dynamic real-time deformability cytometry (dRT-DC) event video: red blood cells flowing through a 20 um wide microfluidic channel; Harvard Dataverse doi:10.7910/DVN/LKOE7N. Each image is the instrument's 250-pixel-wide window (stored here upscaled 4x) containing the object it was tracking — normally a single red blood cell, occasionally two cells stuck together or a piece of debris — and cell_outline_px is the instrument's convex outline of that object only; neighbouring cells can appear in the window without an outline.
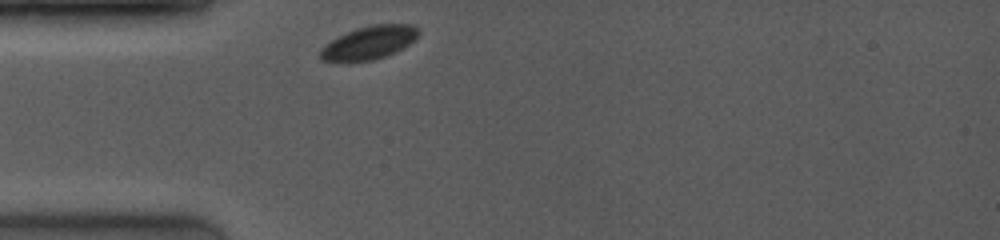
{"species": "common noctule bat (a hibernating species)", "species_latin": "Nyctalus noctula", "temperature_condition": "room temperature", "stored_images_in_passage": 12, "camera_frame_rate_fps": 4000, "um_per_image_px": 0.085, "animal": {"sex": "female", "body_mass_g": 19.0, "forearm_length_mm": 53.3}, "frame": {"image": 1, "passage_image": 1, "time_ms": 0.0, "image_size_px": [1000, 240], "cell_outline_px": [[420, 32], [408, 44], [396, 52], [372, 60], [344, 64], [320, 60], [320, 48], [324, 44], [348, 32], [372, 24], [412, 24], [420, 28]], "centroid_in_image_um": [31.32, 3.66], "position_along_channel_um": 53.7, "area_um2": 19.25}}
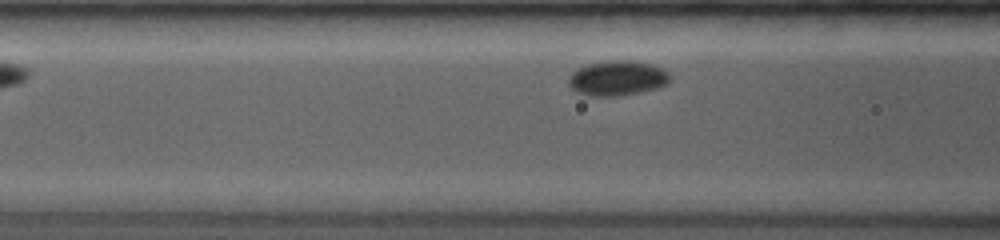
{"frame": {"image": 2, "passage_image": 6, "time_ms": 1.75, "image_size_px": [1000, 240], "cell_outline_px": [[672, 80], [668, 84], [656, 88], [640, 92], [620, 96], [588, 96], [576, 92], [568, 84], [568, 76], [576, 68], [588, 64], [608, 60], [632, 60], [652, 64], [668, 72]], "centroid_in_image_um": [52.46, 6.64], "position_along_channel_um": 114.1, "area_um2": 20.98}}